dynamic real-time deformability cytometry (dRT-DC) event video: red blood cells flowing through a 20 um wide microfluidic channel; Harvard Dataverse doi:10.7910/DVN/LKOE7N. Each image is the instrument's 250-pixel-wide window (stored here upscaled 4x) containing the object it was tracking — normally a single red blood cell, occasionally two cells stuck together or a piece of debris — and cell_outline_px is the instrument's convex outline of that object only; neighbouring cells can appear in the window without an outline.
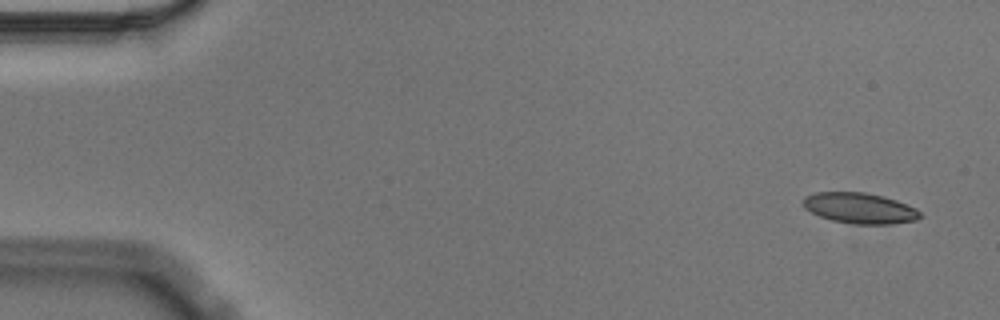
{"species": "Egyptian fruit bat (a non-hibernating species)", "species_latin": "Rousettus aegyptiacus", "temperature_condition": "cold", "stored_images_in_passage": 56, "camera_frame_rate_fps": 3000, "um_per_image_px": 0.085, "animal": {"sex": "male"}, "frame": {"image": 1, "passage_image": 3, "time_ms": 0.667, "image_size_px": [1000, 320], "cell_outline_px": [[924, 216], [916, 220], [888, 224], [852, 224], [832, 220], [820, 216], [804, 208], [804, 196], [816, 192], [864, 192], [884, 196], [896, 200], [916, 208]], "centroid_in_image_um": [73.1, 17.69], "position_along_channel_um": 11.9, "area_um2": 20.92}}
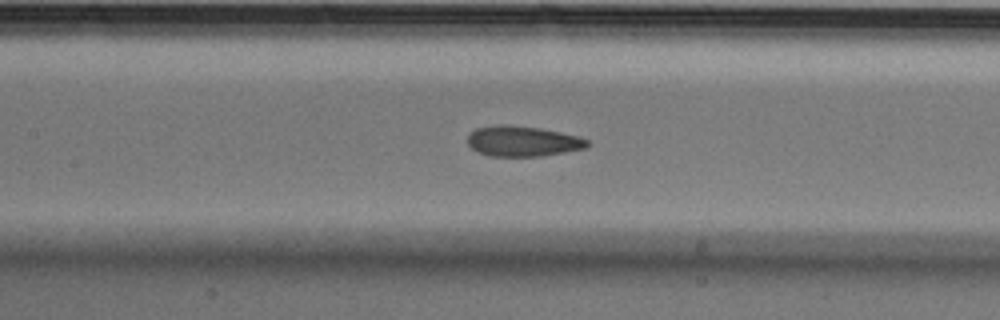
{"frame": {"image": 2, "passage_image": 26, "time_ms": 8.333, "image_size_px": [1000, 320], "cell_outline_px": [[592, 144], [584, 148], [564, 152], [540, 156], [488, 156], [476, 152], [468, 144], [468, 136], [476, 128], [500, 124], [504, 124], [540, 128], [580, 136], [588, 140]], "centroid_in_image_um": [44.43, 12.0], "position_along_channel_um": 163.0, "area_um2": 21.27}}
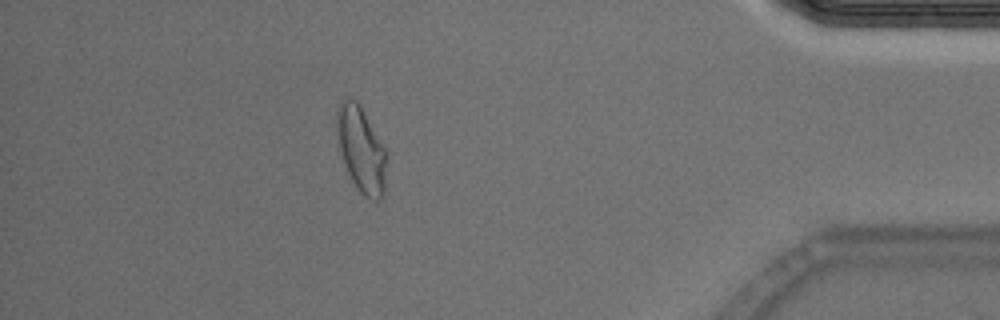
{"frame": {"image": 3, "passage_image": 50, "time_ms": 16.333, "image_size_px": [1000, 320], "cell_outline_px": [[388, 156], [384, 196], [380, 200], [372, 200], [364, 196], [360, 192], [352, 180], [348, 172], [340, 152], [336, 124], [336, 108], [348, 96], [356, 100], [360, 104], [388, 152]], "centroid_in_image_um": [30.74, 12.71], "position_along_channel_um": 404.5, "area_um2": 25.26}, "authors_computed_cell_mechanics": {"area_um2": 21.8484, "velocity_mm_per_s": 3.5643, "shape_relaxation_time_tau1_ms": 7.8269, "shape_relaxation_time_tau2_ms": 1.6811, "deformation_change_tau1": 0.1794, "deformation_change_tau2": 0.0752}}